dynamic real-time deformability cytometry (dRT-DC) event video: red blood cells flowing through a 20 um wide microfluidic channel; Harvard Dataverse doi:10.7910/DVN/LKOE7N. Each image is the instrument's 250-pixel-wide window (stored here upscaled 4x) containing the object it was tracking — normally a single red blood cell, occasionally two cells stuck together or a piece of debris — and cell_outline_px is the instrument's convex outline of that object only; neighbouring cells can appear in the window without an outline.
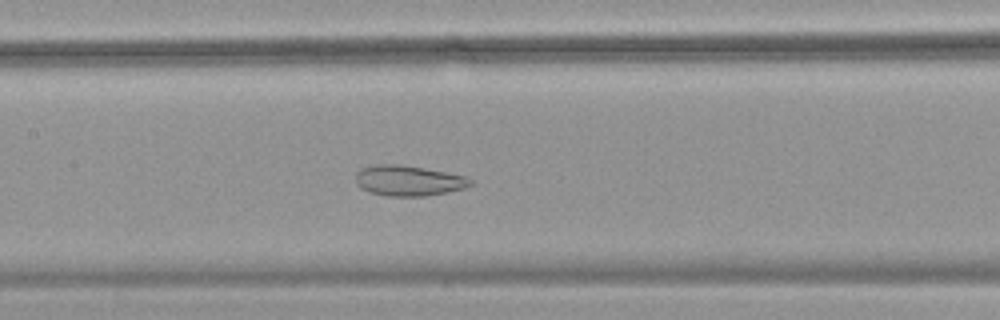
{"species": "common noctule bat (a hibernating species)", "species_latin": "Nyctalus noctula", "temperature_condition": "warm", "stored_images_in_passage": 55, "camera_frame_rate_fps": 3000, "um_per_image_px": 0.085, "animal": {"sex": "female", "body_mass_g": 18.4}, "frame": {"image": 1, "passage_image": 27, "time_ms": 8.667, "image_size_px": [1000, 320], "cell_outline_px": [[472, 184], [464, 188], [428, 196], [388, 196], [368, 192], [360, 188], [356, 184], [356, 172], [360, 168], [380, 164], [396, 164], [424, 168], [464, 176], [472, 180]], "centroid_in_image_um": [34.67, 15.36], "position_along_channel_um": 172.7, "area_um2": 20.29}}
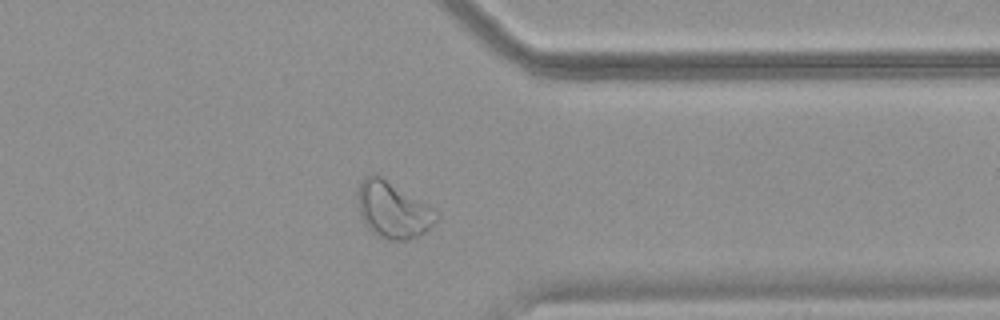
{"frame": {"image": 2, "passage_image": 44, "time_ms": 14.333, "image_size_px": [1000, 320], "cell_outline_px": [[440, 216], [420, 236], [408, 240], [388, 240], [376, 236], [364, 224], [360, 216], [356, 196], [356, 192], [360, 180], [364, 176], [372, 172], [380, 176], [432, 208]], "centroid_in_image_um": [33.32, 17.85], "position_along_channel_um": 378.1, "area_um2": 25.84}}
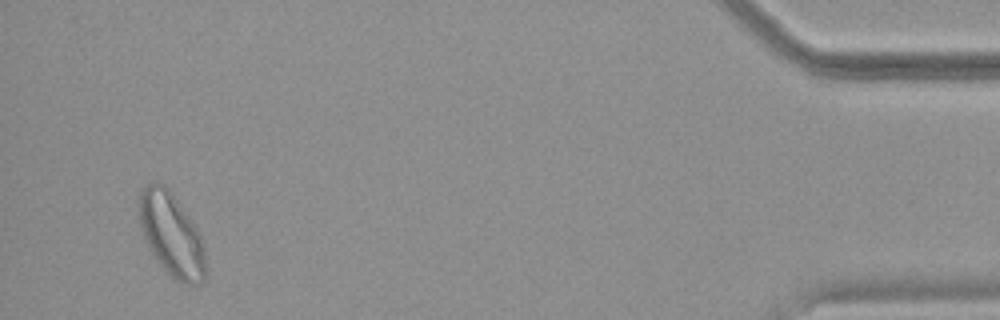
{"frame": {"image": 3, "passage_image": 53, "time_ms": 17.333, "image_size_px": [1000, 320], "cell_outline_px": [[204, 280], [200, 284], [184, 284], [176, 280], [160, 264], [148, 248], [140, 228], [136, 200], [136, 196], [140, 188], [156, 180], [164, 184], [168, 188], [200, 236], [204, 252]], "centroid_in_image_um": [14.47, 19.88], "position_along_channel_um": 420.7, "area_um2": 32.08}, "authors_computed_cell_mechanics": {"area_um2": 27.8596, "velocity_mm_per_s": 3.6905, "shape_relaxation_time_tau1_ms": null, "shape_relaxation_time_tau2_ms": 1.9525, "deformation_change_tau1": null, "deformation_change_tau2": 0.0881}}